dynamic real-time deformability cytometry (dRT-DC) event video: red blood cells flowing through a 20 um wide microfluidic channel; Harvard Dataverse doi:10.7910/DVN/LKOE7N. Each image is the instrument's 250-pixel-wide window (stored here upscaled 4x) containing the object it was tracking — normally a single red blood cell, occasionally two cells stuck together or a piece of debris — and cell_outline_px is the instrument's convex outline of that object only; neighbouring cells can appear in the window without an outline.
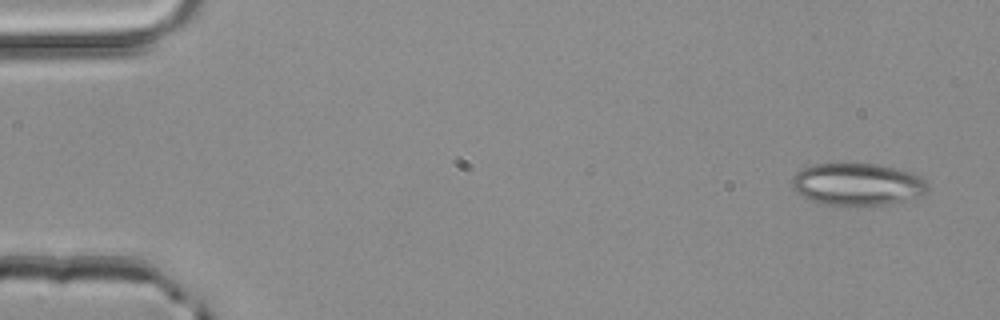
{"species": "common noctule bat (a hibernating species)", "species_latin": "Nyctalus noctula", "temperature_condition": "room temperature", "stored_images_in_passage": 3, "camera_frame_rate_fps": 3000, "um_per_image_px": 0.085, "animal": {"sex": "male", "body_mass_g": 20.4}, "frame": {"image": 1, "passage_image": 1, "time_ms": 0.0, "image_size_px": [1000, 320], "cell_outline_px": [[928, 188], [924, 196], [908, 200], [884, 204], [852, 208], [848, 208], [824, 204], [812, 200], [804, 196], [792, 184], [792, 180], [796, 172], [804, 168], [816, 164], [880, 164], [908, 172], [920, 176], [928, 184]], "centroid_in_image_um": [72.93, 15.7], "position_along_channel_um": 12.1, "area_um2": 33.64}}